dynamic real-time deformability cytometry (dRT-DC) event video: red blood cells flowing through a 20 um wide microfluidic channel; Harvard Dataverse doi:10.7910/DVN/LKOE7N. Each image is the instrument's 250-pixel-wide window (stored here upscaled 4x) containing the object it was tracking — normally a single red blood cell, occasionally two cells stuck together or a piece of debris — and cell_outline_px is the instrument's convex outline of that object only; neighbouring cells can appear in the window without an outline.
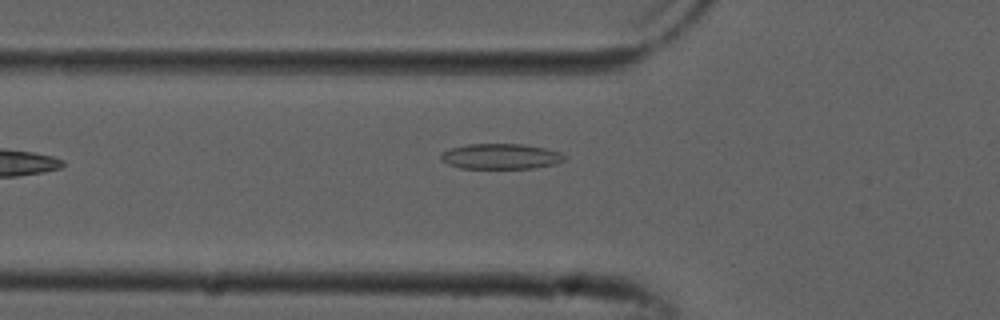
{"species": "common noctule bat (a hibernating species)", "species_latin": "Nyctalus noctula", "temperature_condition": "cold", "stored_images_in_passage": 29, "camera_frame_rate_fps": 3000, "um_per_image_px": 0.085, "animal": {"sex": "male", "forearm_length_mm": 52.5}, "frame": {"image": 1, "passage_image": 2, "time_ms": 0.333, "image_size_px": [1000, 320], "cell_outline_px": [[568, 156], [564, 160], [556, 164], [532, 168], [460, 168], [448, 164], [440, 160], [440, 152], [452, 148], [468, 144], [524, 144], [544, 148], [560, 152]], "centroid_in_image_um": [42.56, 13.29], "position_along_channel_um": 83.2, "area_um2": 18.38}}
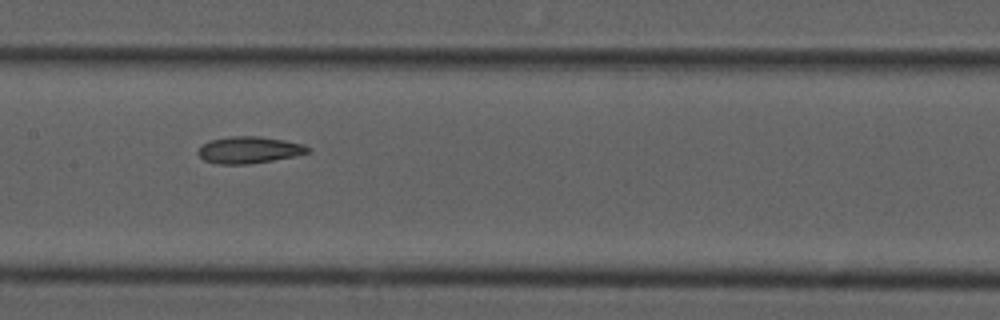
{"frame": {"image": 2, "passage_image": 10, "time_ms": 3.0, "image_size_px": [1000, 320], "cell_outline_px": [[312, 152], [296, 156], [248, 164], [216, 164], [204, 160], [196, 152], [208, 140], [228, 136], [256, 136], [284, 140], [304, 144], [312, 148]], "centroid_in_image_um": [21.2, 12.74], "position_along_channel_um": 186.2, "area_um2": 17.28}}
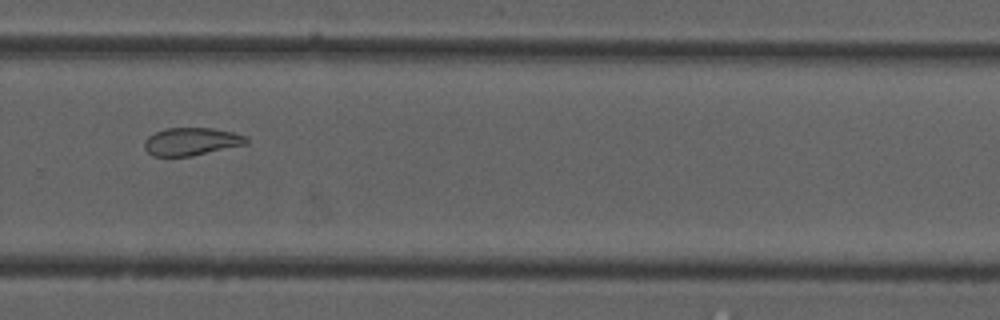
{"frame": {"image": 3, "passage_image": 20, "time_ms": 6.333, "image_size_px": [1000, 320], "cell_outline_px": [[248, 144], [192, 156], [152, 156], [144, 148], [144, 140], [148, 136], [156, 132], [168, 128], [212, 128], [232, 132], [248, 136]], "centroid_in_image_um": [16.29, 12.03], "position_along_channel_um": 313.5, "area_um2": 16.59}, "authors_computed_cell_mechanics": {"area_um2": 16.9932, "velocity_mm_per_s": 3.8423, "shape_relaxation_time_tau1_ms": null, "shape_relaxation_time_tau2_ms": 2.1082, "deformation_change_tau1": null, "deformation_change_tau2": 0.0668}}